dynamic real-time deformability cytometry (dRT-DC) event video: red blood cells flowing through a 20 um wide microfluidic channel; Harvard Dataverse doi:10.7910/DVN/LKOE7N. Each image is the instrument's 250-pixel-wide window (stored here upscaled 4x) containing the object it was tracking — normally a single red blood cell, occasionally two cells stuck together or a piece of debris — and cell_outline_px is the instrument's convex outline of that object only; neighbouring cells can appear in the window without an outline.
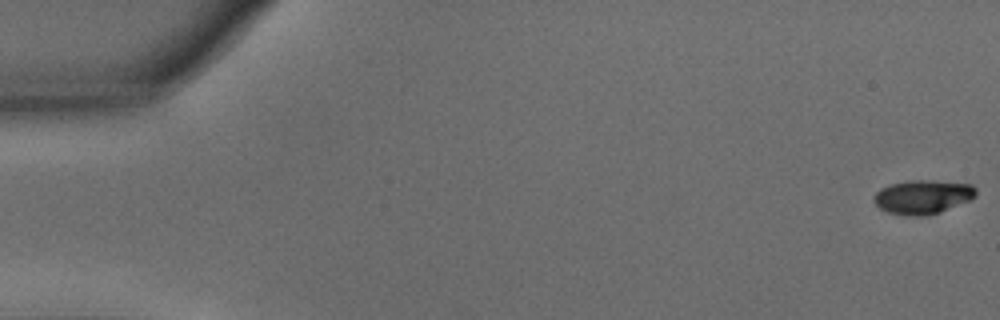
{"species": "common noctule bat (a hibernating species)", "species_latin": "Nyctalus noctula", "temperature_condition": "warm", "stored_images_in_passage": 53, "camera_frame_rate_fps": 3000, "um_per_image_px": 0.085, "animal": {"sex": "male", "body_mass_g": 15.6}, "frame": {"image": 1, "passage_image": 1, "time_ms": 0.0, "image_size_px": [1000, 320], "cell_outline_px": [[976, 196], [968, 200], [940, 212], [924, 216], [908, 216], [888, 212], [880, 208], [872, 200], [872, 196], [880, 188], [892, 184], [908, 180], [928, 180], [972, 184], [976, 188]], "centroid_in_image_um": [78.4, 16.73], "position_along_channel_um": 6.6, "area_um2": 20.17}}
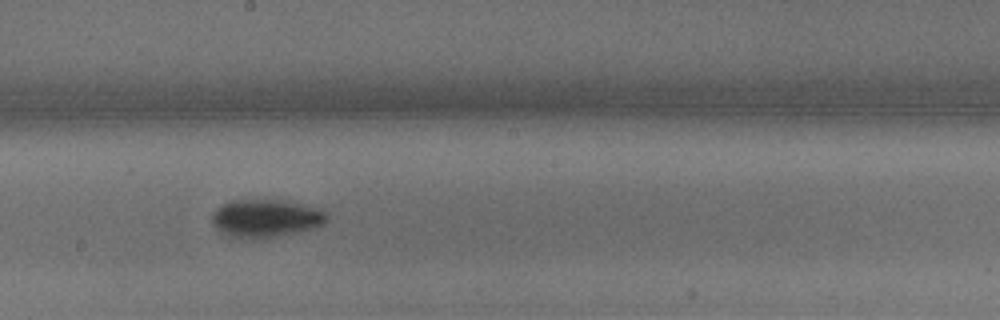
{"frame": {"image": 2, "passage_image": 30, "time_ms": 9.667, "image_size_px": [1000, 320], "cell_outline_px": [[328, 220], [324, 224], [296, 232], [260, 240], [256, 240], [232, 236], [220, 232], [212, 224], [212, 212], [216, 208], [232, 200], [284, 200], [328, 212]], "centroid_in_image_um": [22.56, 18.57], "position_along_channel_um": 225.6, "area_um2": 25.32}}
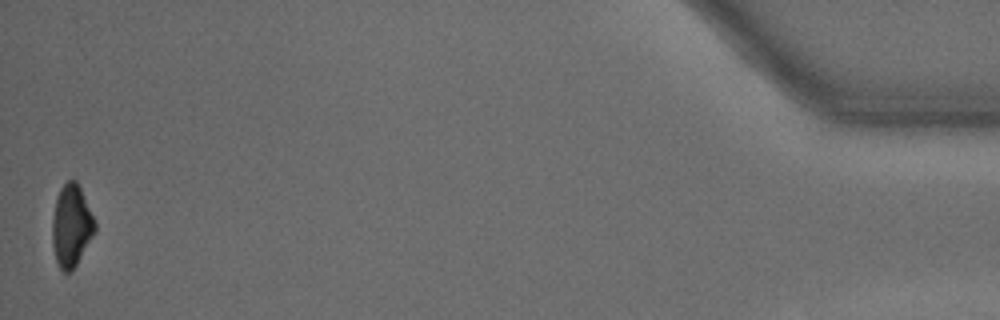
{"frame": {"image": 3, "passage_image": 53, "time_ms": 17.333, "image_size_px": [1000, 320], "cell_outline_px": [[96, 232], [72, 272], [64, 272], [60, 268], [56, 260], [52, 244], [52, 220], [56, 200], [60, 188], [68, 180], [76, 180], [80, 188], [96, 224]], "centroid_in_image_um": [6.06, 19.23], "position_along_channel_um": 429.1, "area_um2": 20.29}, "authors_computed_cell_mechanics": {"area_um2": 22.1374, "velocity_mm_per_s": 3.8448, "shape_relaxation_time_tau1_ms": 2.088, "shape_relaxation_time_tau2_ms": null, "deformation_change_tau1": 0.1337, "deformation_change_tau2": null}}